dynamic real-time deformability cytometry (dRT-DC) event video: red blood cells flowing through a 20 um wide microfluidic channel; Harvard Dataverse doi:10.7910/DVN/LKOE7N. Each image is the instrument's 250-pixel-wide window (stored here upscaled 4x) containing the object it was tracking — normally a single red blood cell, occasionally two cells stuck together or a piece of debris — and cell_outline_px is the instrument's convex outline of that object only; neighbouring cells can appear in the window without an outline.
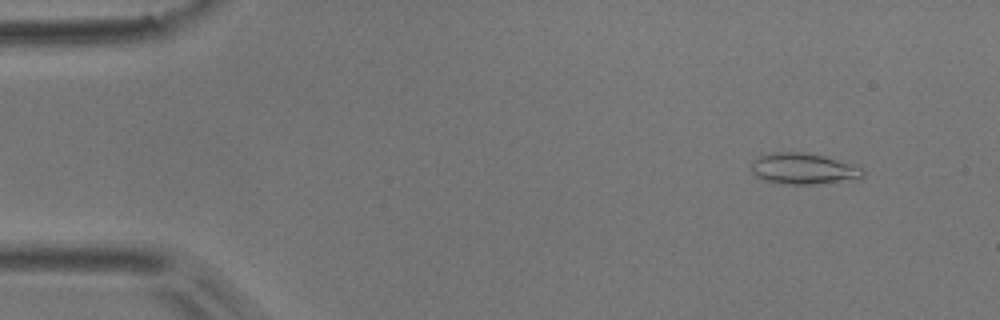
{"species": "common noctule bat (a hibernating species)", "species_latin": "Nyctalus noctula", "temperature_condition": "room temperature", "stored_images_in_passage": 4, "camera_frame_rate_fps": 3000, "um_per_image_px": 0.085, "animal": {"sex": "male", "body_mass_g": 17.9}, "frame": {"image": 1, "passage_image": 1, "time_ms": 0.0, "image_size_px": [1000, 320], "cell_outline_px": [[864, 176], [812, 184], [780, 184], [764, 180], [756, 176], [752, 172], [752, 160], [756, 156], [772, 152], [804, 152], [852, 164], [864, 168]], "centroid_in_image_um": [68.18, 14.32], "position_along_channel_um": 16.8, "area_um2": 19.83}}